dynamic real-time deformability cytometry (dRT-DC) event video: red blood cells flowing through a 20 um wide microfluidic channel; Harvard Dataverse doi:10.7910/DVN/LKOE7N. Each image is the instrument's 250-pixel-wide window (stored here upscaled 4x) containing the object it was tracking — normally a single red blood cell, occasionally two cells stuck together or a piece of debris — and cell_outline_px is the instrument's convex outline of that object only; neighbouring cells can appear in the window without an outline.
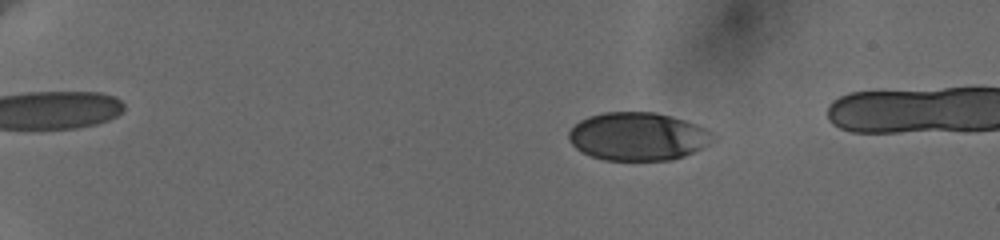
{"species": "human", "species_latin": "Homo sapiens", "temperature_condition": "cold", "stored_images_in_passage": 50, "camera_frame_rate_fps": 3000, "um_per_image_px": 0.085, "donor": {"sex": "female"}, "frame": {"image": 1, "passage_image": 11, "time_ms": 3.667, "image_size_px": [1000, 240], "cell_outline_px": [[720, 136], [716, 140], [684, 156], [672, 160], [604, 160], [580, 152], [572, 144], [568, 136], [568, 132], [580, 120], [588, 116], [604, 112], [656, 112], [672, 116], [708, 128]], "centroid_in_image_um": [54.27, 11.59], "position_along_channel_um": 30.7, "area_um2": 40.81}}
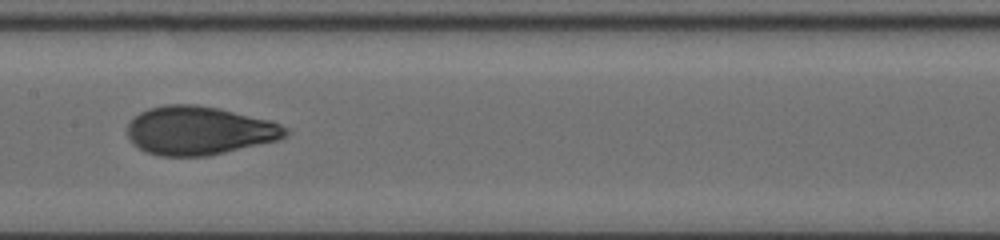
{"frame": {"image": 2, "passage_image": 30, "time_ms": 11.0, "image_size_px": [1000, 240], "cell_outline_px": [[292, 132], [280, 140], [204, 156], [160, 156], [148, 152], [140, 148], [128, 136], [128, 124], [140, 112], [148, 108], [164, 104], [196, 104], [220, 108], [268, 120], [280, 124], [288, 128]], "centroid_in_image_um": [16.97, 11.08], "position_along_channel_um": 190.4, "area_um2": 44.56}}
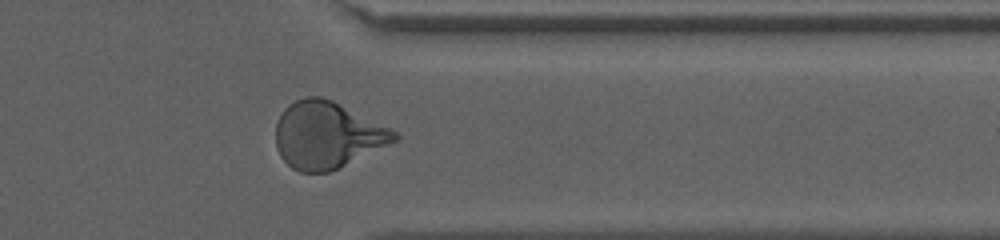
{"frame": {"image": 3, "passage_image": 41, "time_ms": 16.333, "image_size_px": [1000, 240], "cell_outline_px": [[400, 136], [396, 140], [388, 144], [328, 172], [300, 172], [292, 168], [280, 156], [276, 148], [276, 124], [284, 108], [288, 104], [304, 96], [320, 96], [332, 100], [396, 132]], "centroid_in_image_um": [27.74, 11.47], "position_along_channel_um": 383.7, "area_um2": 45.32}, "authors_computed_cell_mechanics": {"area_um2": 43.6679, "velocity_mm_per_s": 3.6517, "shape_relaxation_time_tau1_ms": 4.1191, "shape_relaxation_time_tau2_ms": 0.7113, "deformation_change_tau1": 0.1829, "deformation_change_tau2": 0.0583}}